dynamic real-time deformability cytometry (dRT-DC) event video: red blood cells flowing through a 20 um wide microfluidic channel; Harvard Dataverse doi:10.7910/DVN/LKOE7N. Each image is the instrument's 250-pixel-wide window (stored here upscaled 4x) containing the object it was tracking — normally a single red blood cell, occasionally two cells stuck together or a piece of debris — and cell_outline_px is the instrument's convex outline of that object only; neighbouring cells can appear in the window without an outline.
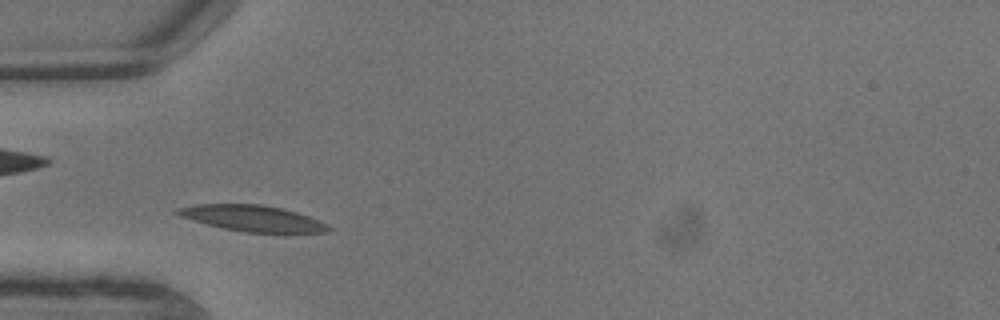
{"species": "common noctule bat (a hibernating species)", "species_latin": "Nyctalus noctula", "temperature_condition": "warm", "stored_images_in_passage": 4, "camera_frame_rate_fps": 3000, "um_per_image_px": 0.085, "animal": {"sex": "male", "body_mass_g": 13.3}, "frame": {"image": 1, "passage_image": 3, "time_ms": 0.667, "image_size_px": [1000, 320], "cell_outline_px": [[332, 228], [328, 232], [244, 232], [224, 228], [192, 220], [180, 216], [172, 212], [176, 208], [196, 204], [260, 204], [280, 208], [296, 212], [308, 216], [328, 224]], "centroid_in_image_um": [21.43, 18.55], "position_along_channel_um": 63.6, "area_um2": 22.66}}
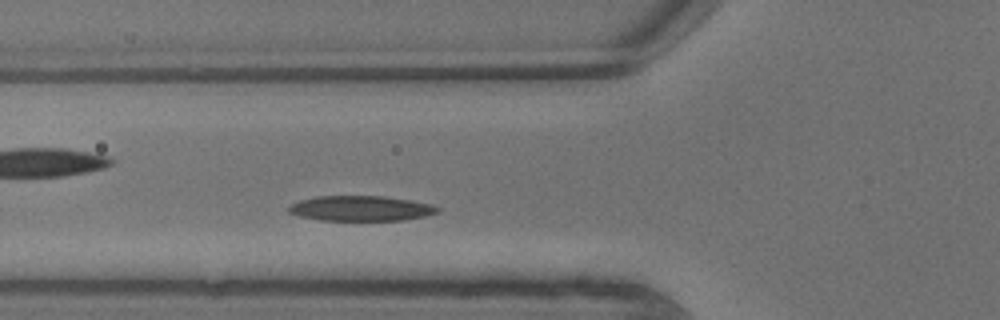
{"frame": {"image": 2, "passage_image": 4, "time_ms": 1.0, "image_size_px": [1000, 320], "cell_outline_px": [[440, 212], [424, 216], [404, 220], [320, 220], [300, 216], [288, 212], [288, 208], [292, 204], [300, 200], [316, 196], [384, 196], [432, 204], [440, 208]], "centroid_in_image_um": [30.69, 17.71], "position_along_channel_um": 95.1, "area_um2": 21.73}}